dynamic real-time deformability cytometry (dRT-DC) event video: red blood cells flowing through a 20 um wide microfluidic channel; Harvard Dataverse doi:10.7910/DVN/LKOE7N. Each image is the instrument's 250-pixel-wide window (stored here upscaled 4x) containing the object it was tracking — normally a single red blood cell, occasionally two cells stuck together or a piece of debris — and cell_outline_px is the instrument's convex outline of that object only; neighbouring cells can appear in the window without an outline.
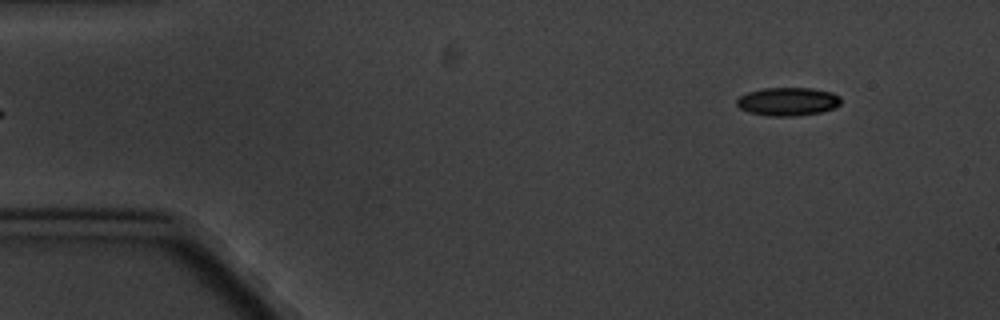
{"species": "common noctule bat (a hibernating species)", "species_latin": "Nyctalus noctula", "temperature_condition": "cold", "stored_images_in_passage": 3, "camera_frame_rate_fps": 3000, "um_per_image_px": 0.085, "animal": {"sex": "male", "body_mass_g": 20.1, "forearm_length_mm": 53.5}, "frame": {"image": 1, "passage_image": 3, "time_ms": 2.333, "image_size_px": [1000, 320], "cell_outline_px": [[840, 104], [836, 108], [820, 112], [796, 116], [768, 116], [748, 112], [740, 108], [736, 104], [736, 100], [740, 96], [748, 92], [764, 88], [812, 88], [832, 92], [840, 96]], "centroid_in_image_um": [66.97, 8.63], "position_along_channel_um": 18.0, "area_um2": 17.28}}